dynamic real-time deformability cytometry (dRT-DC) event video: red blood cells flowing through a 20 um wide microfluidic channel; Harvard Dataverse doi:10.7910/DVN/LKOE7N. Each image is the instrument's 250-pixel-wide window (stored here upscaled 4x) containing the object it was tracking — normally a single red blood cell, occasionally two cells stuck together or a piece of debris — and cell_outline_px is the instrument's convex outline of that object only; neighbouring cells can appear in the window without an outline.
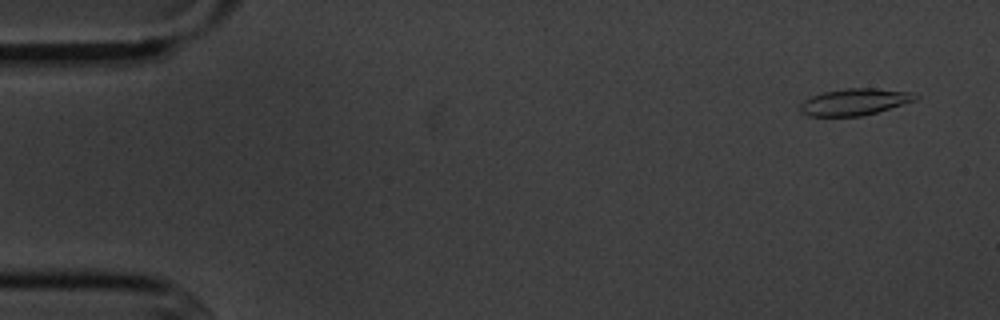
{"species": "common noctule bat (a hibernating species)", "species_latin": "Nyctalus noctula", "temperature_condition": "cold", "stored_images_in_passage": 5, "camera_frame_rate_fps": 3000, "um_per_image_px": 0.085, "animal": {"sex": "male", "body_mass_g": 20.1, "forearm_length_mm": 53.5}, "frame": {"image": 1, "passage_image": 1, "time_ms": 0.0, "image_size_px": [1000, 320], "cell_outline_px": [[920, 96], [916, 100], [904, 104], [876, 112], [860, 116], [808, 116], [800, 112], [800, 104], [804, 100], [812, 96], [824, 92], [848, 88], [876, 88], [912, 92]], "centroid_in_image_um": [72.65, 8.66], "position_along_channel_um": 12.3, "area_um2": 17.86}}